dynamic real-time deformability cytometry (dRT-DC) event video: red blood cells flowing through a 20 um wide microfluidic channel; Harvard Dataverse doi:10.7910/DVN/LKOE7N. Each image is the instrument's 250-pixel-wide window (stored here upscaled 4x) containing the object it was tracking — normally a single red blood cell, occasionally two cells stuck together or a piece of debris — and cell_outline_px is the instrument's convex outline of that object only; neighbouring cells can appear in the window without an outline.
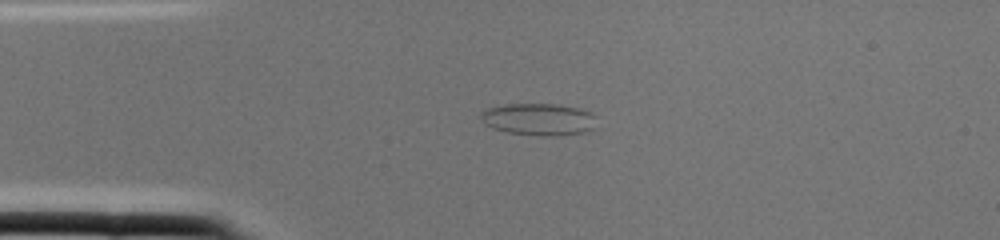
{"species": "common noctule bat (a hibernating species)", "species_latin": "Nyctalus noctula", "temperature_condition": "cold", "stored_images_in_passage": 1, "camera_frame_rate_fps": 3000, "um_per_image_px": 0.085, "animal": {"sex": "female", "body_mass_g": 22.0, "forearm_length_mm": 56.7}, "frame": {"image": 1, "passage_image": 1, "time_ms": 0.0, "image_size_px": [1000, 240], "cell_outline_px": [[596, 128], [584, 132], [560, 136], [540, 136], [508, 132], [492, 128], [484, 124], [480, 120], [480, 112], [488, 108], [508, 104], [556, 104], [580, 108], [592, 112], [596, 116]], "centroid_in_image_um": [45.83, 10.15], "position_along_channel_um": 39.2, "area_um2": 22.02}}